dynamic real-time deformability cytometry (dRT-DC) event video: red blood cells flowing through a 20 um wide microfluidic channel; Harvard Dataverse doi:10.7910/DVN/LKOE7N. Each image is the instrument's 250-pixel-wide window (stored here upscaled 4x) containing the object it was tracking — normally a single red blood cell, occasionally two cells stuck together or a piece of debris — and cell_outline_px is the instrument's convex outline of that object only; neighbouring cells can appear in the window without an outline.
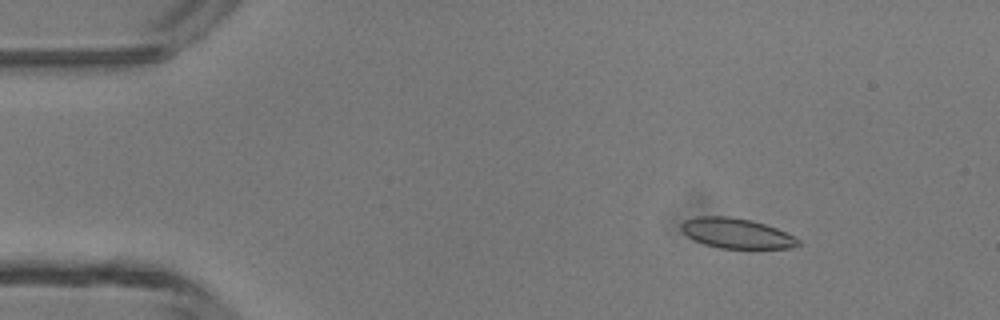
{"species": "common noctule bat (a hibernating species)", "species_latin": "Nyctalus noctula", "temperature_condition": "room temperature", "stored_images_in_passage": 48, "camera_frame_rate_fps": 3000, "um_per_image_px": 0.085, "animal": {"sex": "male", "body_mass_g": 13.3}, "frame": {"image": 1, "passage_image": 7, "time_ms": 2.0, "image_size_px": [1000, 320], "cell_outline_px": [[800, 244], [792, 248], [720, 248], [704, 244], [688, 236], [680, 228], [680, 224], [684, 220], [696, 216], [728, 216], [752, 220], [776, 228], [800, 240]], "centroid_in_image_um": [62.57, 19.82], "position_along_channel_um": 22.4, "area_um2": 20.35}}
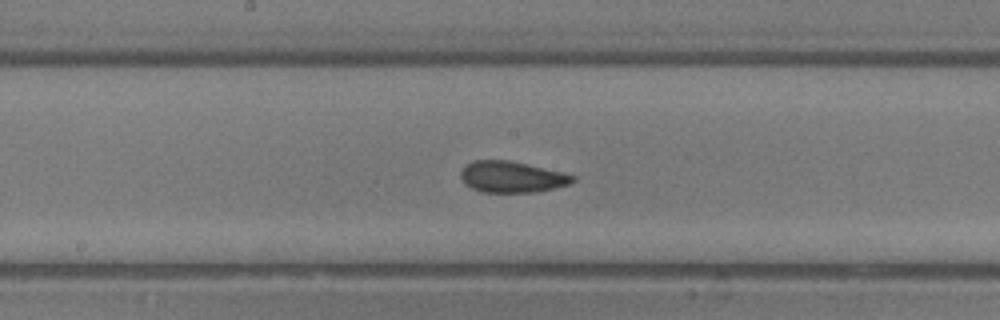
{"frame": {"image": 2, "passage_image": 25, "time_ms": 8.0, "image_size_px": [1000, 320], "cell_outline_px": [[576, 180], [568, 184], [552, 188], [532, 192], [484, 192], [472, 188], [464, 184], [460, 176], [460, 172], [468, 164], [476, 160], [508, 160], [528, 164], [576, 176]], "centroid_in_image_um": [43.48, 15.03], "position_along_channel_um": 204.7, "area_um2": 20.06}}
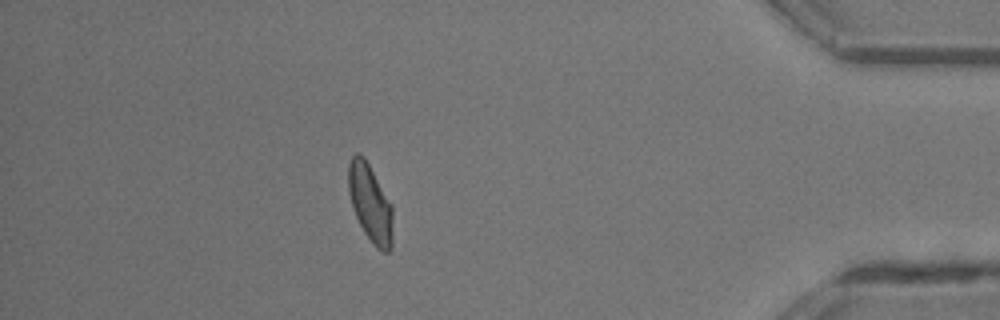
{"frame": {"image": 3, "passage_image": 42, "time_ms": 13.667, "image_size_px": [1000, 320], "cell_outline_px": [[392, 248], [388, 252], [380, 252], [372, 244], [364, 232], [356, 216], [352, 204], [348, 188], [348, 164], [352, 156], [356, 152], [364, 156], [392, 204]], "centroid_in_image_um": [31.48, 17.29], "position_along_channel_um": 403.7, "area_um2": 20.17}, "authors_computed_cell_mechanics": {"area_um2": 20.1433, "velocity_mm_per_s": 4.3651, "shape_relaxation_time_tau1_ms": 4.5223, "shape_relaxation_time_tau2_ms": 1.5586, "deformation_change_tau1": 0.1177, "deformation_change_tau2": 0.0781}}